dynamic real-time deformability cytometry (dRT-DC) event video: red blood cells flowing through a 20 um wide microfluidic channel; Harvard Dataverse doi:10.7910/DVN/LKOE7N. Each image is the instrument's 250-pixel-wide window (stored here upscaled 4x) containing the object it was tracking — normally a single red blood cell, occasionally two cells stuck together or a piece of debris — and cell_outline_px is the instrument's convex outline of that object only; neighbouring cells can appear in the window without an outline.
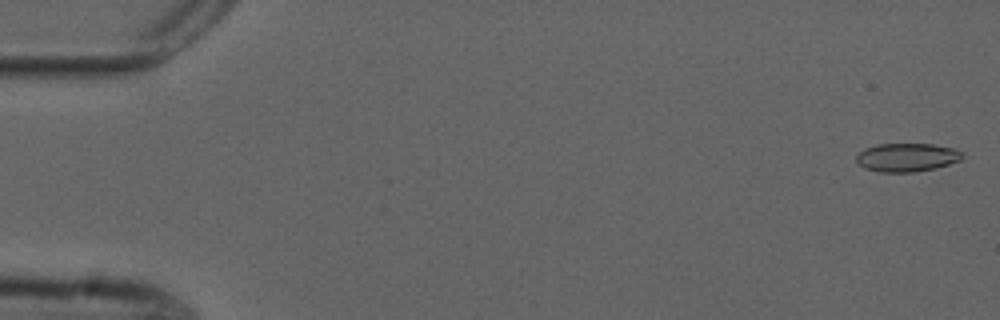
{"species": "common noctule bat (a hibernating species)", "species_latin": "Nyctalus noctula", "temperature_condition": "cold", "stored_images_in_passage": 55, "camera_frame_rate_fps": 3000, "um_per_image_px": 0.085, "animal": {"sex": "male", "forearm_length_mm": 52.5}, "frame": {"image": 1, "passage_image": 1, "time_ms": 0.0, "image_size_px": [1000, 320], "cell_outline_px": [[964, 156], [960, 160], [936, 168], [912, 172], [880, 172], [864, 168], [856, 160], [856, 156], [864, 148], [876, 144], [932, 144], [956, 148], [964, 152]], "centroid_in_image_um": [77.11, 13.37], "position_along_channel_um": 7.9, "area_um2": 17.69}}
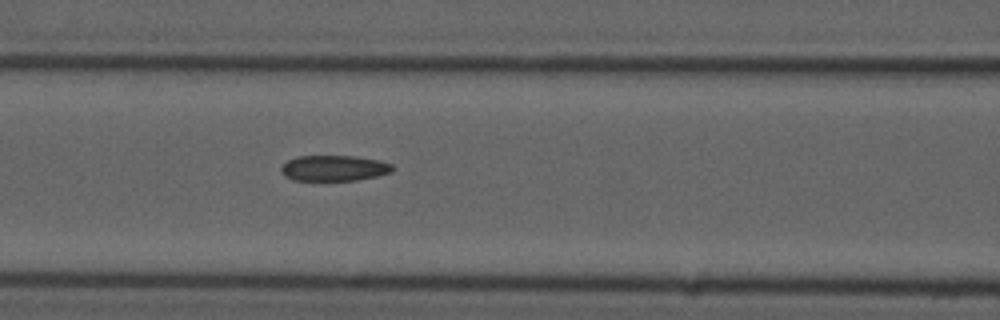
{"frame": {"image": 2, "passage_image": 23, "time_ms": 7.333, "image_size_px": [1000, 320], "cell_outline_px": [[392, 172], [376, 176], [356, 180], [292, 180], [284, 176], [280, 172], [280, 168], [288, 160], [296, 156], [356, 156], [376, 160], [392, 164]], "centroid_in_image_um": [28.34, 14.29], "position_along_channel_um": 138.3, "area_um2": 16.59}}
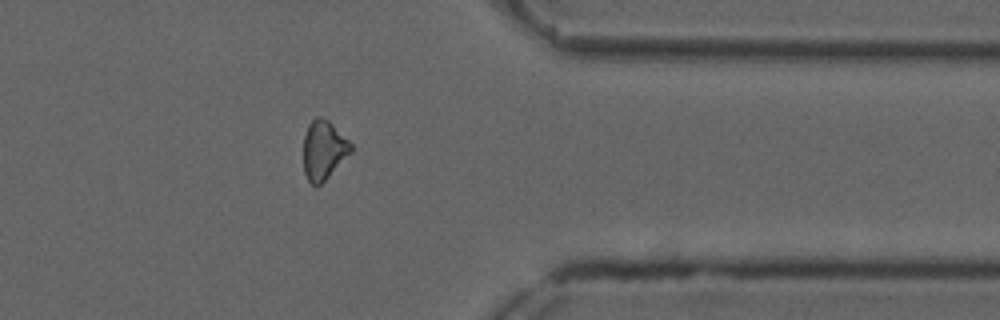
{"frame": {"image": 3, "passage_image": 44, "time_ms": 14.333, "image_size_px": [1000, 320], "cell_outline_px": [[352, 152], [320, 184], [312, 184], [308, 180], [304, 172], [304, 136], [308, 124], [316, 116], [320, 116], [328, 120], [352, 144]], "centroid_in_image_um": [27.5, 12.72], "position_along_channel_um": 383.9, "area_um2": 16.07}, "authors_computed_cell_mechanics": {"area_um2": 17.2822, "velocity_mm_per_s": 3.6981, "shape_relaxation_time_tau1_ms": null, "shape_relaxation_time_tau2_ms": 3.3425, "deformation_change_tau1": null, "deformation_change_tau2": 0.1087}}